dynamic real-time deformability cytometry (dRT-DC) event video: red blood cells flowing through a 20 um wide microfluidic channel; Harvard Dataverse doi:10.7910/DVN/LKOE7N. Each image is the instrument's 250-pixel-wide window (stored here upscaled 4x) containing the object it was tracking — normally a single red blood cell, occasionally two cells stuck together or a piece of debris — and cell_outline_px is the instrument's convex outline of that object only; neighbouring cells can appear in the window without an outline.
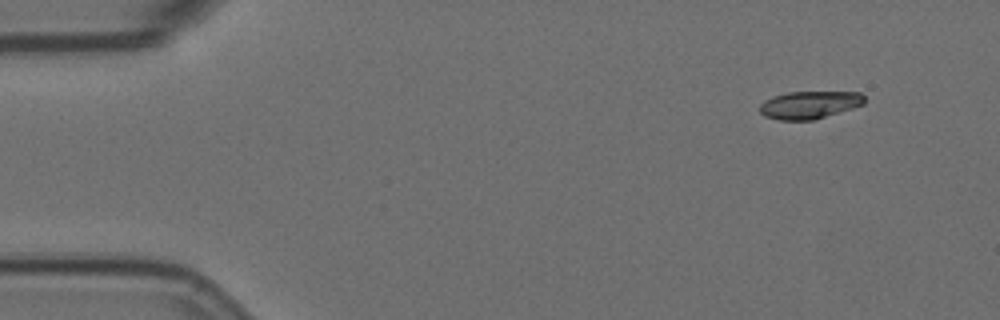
{"species": "Egyptian fruit bat (a non-hibernating species)", "species_latin": "Rousettus aegyptiacus", "temperature_condition": "room temperature", "stored_images_in_passage": 8, "camera_frame_rate_fps": 3000, "um_per_image_px": 0.085, "animal": {"sex": "female"}, "frame": {"image": 1, "passage_image": 1, "time_ms": 0.0, "image_size_px": [1000, 320], "cell_outline_px": [[864, 104], [852, 108], [812, 120], [780, 120], [764, 116], [760, 112], [760, 104], [764, 100], [772, 96], [788, 92], [860, 92], [864, 96]], "centroid_in_image_um": [68.77, 8.91], "position_along_channel_um": 16.2, "area_um2": 16.76}}
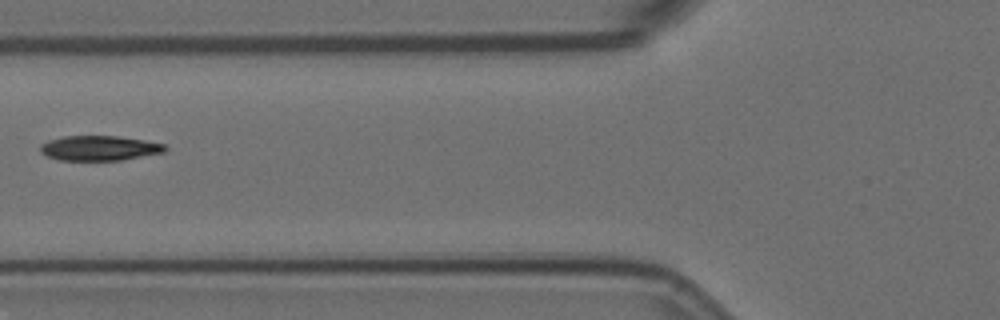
{"frame": {"image": 2, "passage_image": 6, "time_ms": 1.667, "image_size_px": [1000, 320], "cell_outline_px": [[168, 148], [164, 152], [120, 160], [60, 160], [48, 156], [40, 152], [40, 144], [48, 140], [64, 136], [116, 136], [144, 140], [164, 144]], "centroid_in_image_um": [8.43, 12.58], "position_along_channel_um": 117.4, "area_um2": 17.98}}
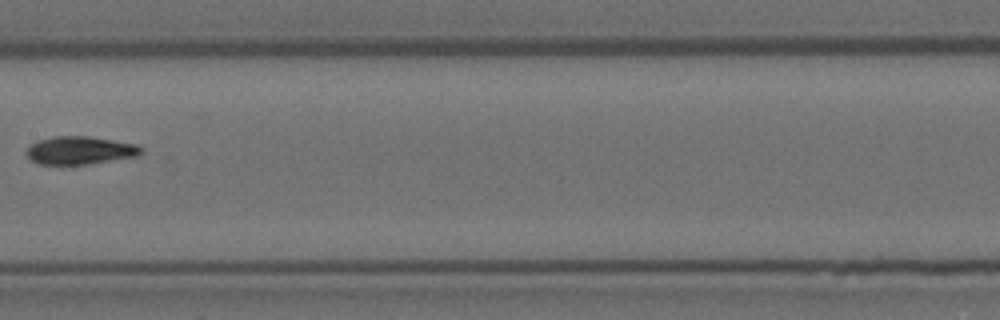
{"frame": {"image": 3, "passage_image": 8, "time_ms": 2.333, "image_size_px": [1000, 320], "cell_outline_px": [[144, 152], [136, 156], [88, 164], [36, 164], [24, 152], [36, 140], [52, 136], [88, 136], [136, 144]], "centroid_in_image_um": [6.75, 12.77], "position_along_channel_um": 200.6, "area_um2": 18.61}}